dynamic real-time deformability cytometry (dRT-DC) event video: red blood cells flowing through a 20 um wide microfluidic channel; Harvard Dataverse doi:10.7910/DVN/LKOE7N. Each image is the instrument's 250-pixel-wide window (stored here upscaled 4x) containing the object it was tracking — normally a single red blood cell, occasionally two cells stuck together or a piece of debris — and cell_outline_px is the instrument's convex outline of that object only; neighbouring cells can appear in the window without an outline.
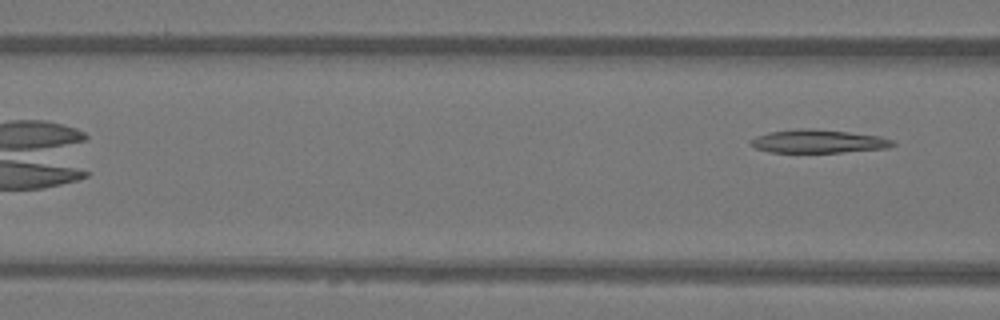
{"species": "Egyptian fruit bat (a non-hibernating species)", "species_latin": "Rousettus aegyptiacus", "temperature_condition": "warm", "stored_images_in_passage": 5, "camera_frame_rate_fps": 3000, "um_per_image_px": 0.085, "animal": {"sex": "female"}, "frame": {"image": 1, "passage_image": 5, "time_ms": 1.333, "image_size_px": [1000, 320], "cell_outline_px": [[896, 144], [888, 148], [840, 152], [768, 152], [756, 148], [748, 140], [756, 136], [768, 132], [796, 128], [812, 128], [848, 132], [880, 136], [892, 140]], "centroid_in_image_um": [69.52, 12.0], "position_along_channel_um": 97.1, "area_um2": 19.31}}